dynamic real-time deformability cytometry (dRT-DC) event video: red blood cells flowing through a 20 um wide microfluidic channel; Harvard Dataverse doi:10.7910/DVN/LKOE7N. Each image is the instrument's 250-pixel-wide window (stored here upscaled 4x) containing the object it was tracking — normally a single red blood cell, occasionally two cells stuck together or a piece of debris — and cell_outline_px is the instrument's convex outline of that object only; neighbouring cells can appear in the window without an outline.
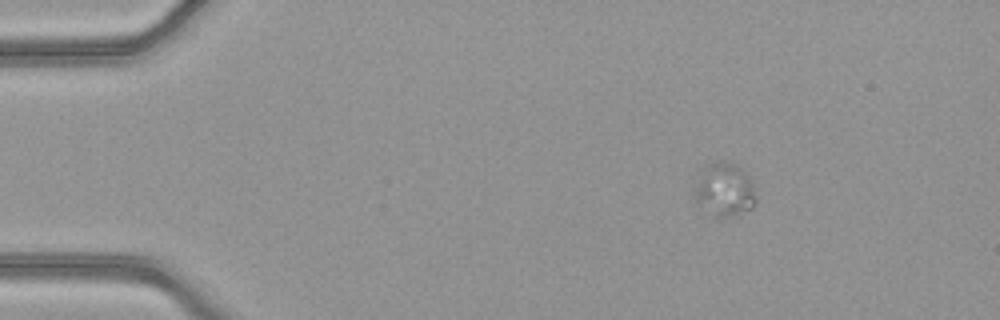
{"species": "common noctule bat (a hibernating species)", "species_latin": "Nyctalus noctula", "temperature_condition": "warm", "stored_images_in_passage": 45, "camera_frame_rate_fps": 3000, "um_per_image_px": 0.085, "animal": {"sex": "female", "body_mass_g": 21.9}, "frame": {"image": 1, "passage_image": 1, "time_ms": 0.0, "image_size_px": [1000, 320], "cell_outline_px": [[756, 204], [752, 208], [732, 216], [720, 220], [696, 200], [692, 196], [692, 192], [700, 168], [704, 164], [712, 160], [724, 160], [736, 164], [752, 180], [756, 196]], "centroid_in_image_um": [61.55, 16.08], "position_along_channel_um": 23.5, "area_um2": 19.83}}
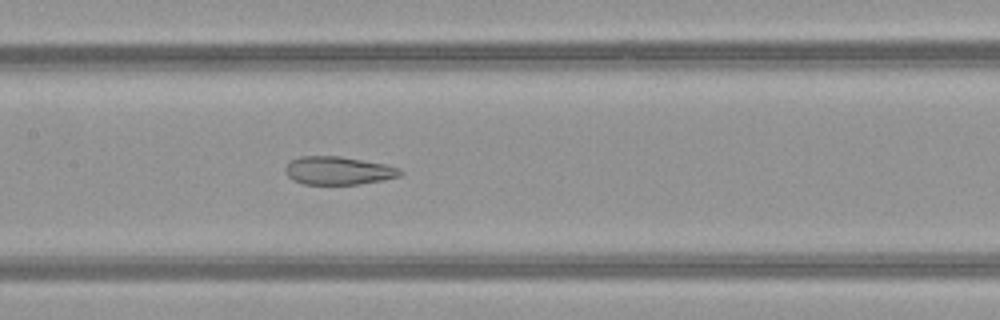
{"frame": {"image": 2, "passage_image": 19, "time_ms": 6.0, "image_size_px": [1000, 320], "cell_outline_px": [[404, 172], [400, 176], [384, 180], [356, 184], [304, 184], [292, 180], [284, 172], [284, 168], [292, 160], [300, 156], [340, 156], [384, 164], [400, 168]], "centroid_in_image_um": [28.75, 14.5], "position_along_channel_um": 178.6, "area_um2": 18.84}}
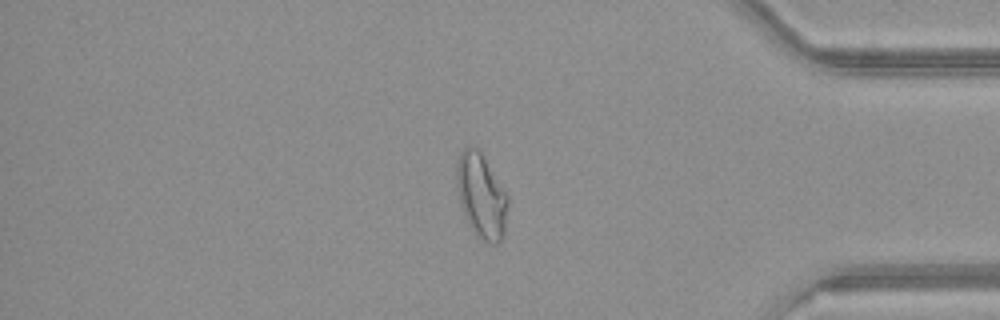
{"frame": {"image": 3, "passage_image": 37, "time_ms": 12.0, "image_size_px": [1000, 320], "cell_outline_px": [[508, 204], [504, 236], [496, 244], [492, 244], [480, 240], [472, 228], [464, 212], [460, 200], [456, 184], [456, 164], [460, 152], [468, 144], [472, 144], [480, 152], [508, 196]], "centroid_in_image_um": [40.91, 16.64], "position_along_channel_um": 394.3, "area_um2": 24.97}, "authors_computed_cell_mechanics": {"area_um2": 19.5364, "velocity_mm_per_s": 4.0302, "shape_relaxation_time_tau1_ms": null, "shape_relaxation_time_tau2_ms": 1.6615, "deformation_change_tau1": null, "deformation_change_tau2": 0.0709}}